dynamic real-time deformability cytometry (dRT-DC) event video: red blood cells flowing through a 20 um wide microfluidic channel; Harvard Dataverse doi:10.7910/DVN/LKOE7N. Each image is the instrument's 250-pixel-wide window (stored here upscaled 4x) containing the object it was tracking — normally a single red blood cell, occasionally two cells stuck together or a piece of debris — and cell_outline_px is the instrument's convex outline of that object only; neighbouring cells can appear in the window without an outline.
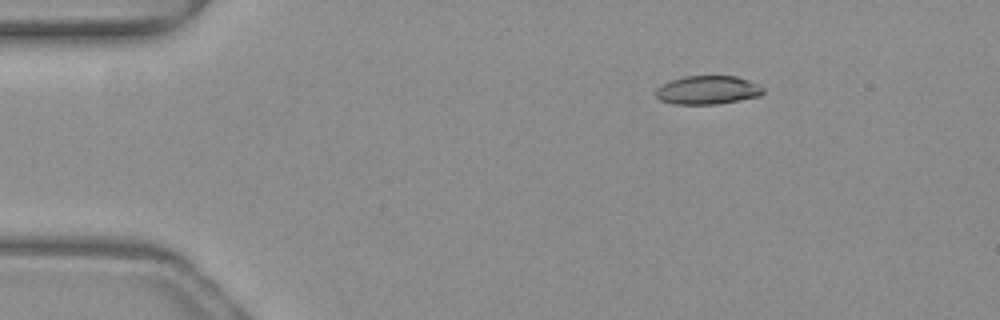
{"species": "common noctule bat (a hibernating species)", "species_latin": "Nyctalus noctula", "temperature_condition": "warm", "stored_images_in_passage": 29, "camera_frame_rate_fps": 3000, "um_per_image_px": 0.085, "animal": {"sex": "female", "body_mass_g": 19.3, "forearm_length_mm": 54.1}, "frame": {"image": 1, "passage_image": 1, "time_ms": 0.0, "image_size_px": [1000, 320], "cell_outline_px": [[764, 92], [760, 96], [740, 100], [716, 104], [672, 104], [660, 100], [656, 96], [656, 88], [660, 84], [684, 76], [736, 76], [748, 80], [764, 88]], "centroid_in_image_um": [60.13, 7.66], "position_along_channel_um": 24.9, "area_um2": 17.92}}
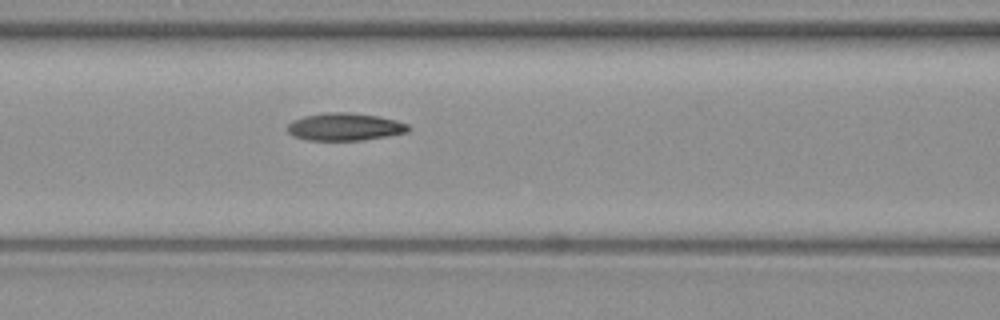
{"frame": {"image": 2, "passage_image": 15, "time_ms": 4.667, "image_size_px": [1000, 320], "cell_outline_px": [[412, 128], [408, 132], [388, 136], [360, 140], [308, 140], [292, 136], [288, 132], [288, 124], [292, 120], [304, 116], [328, 112], [348, 112], [380, 116], [396, 120], [408, 124]], "centroid_in_image_um": [29.33, 10.77], "position_along_channel_um": 137.3, "area_um2": 19.54}}
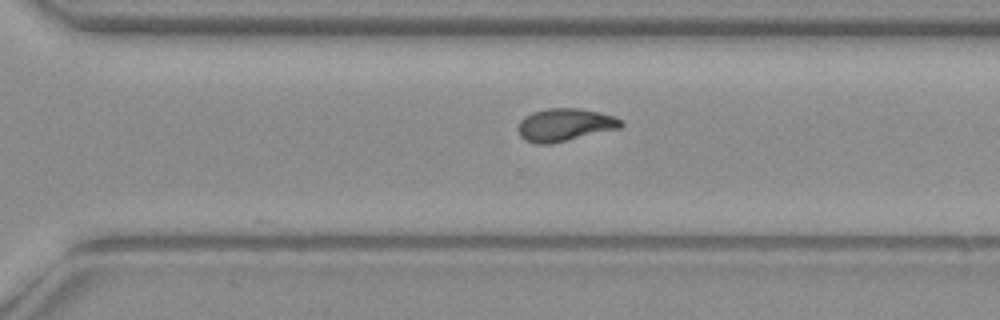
{"frame": {"image": 3, "passage_image": 29, "time_ms": 9.333, "image_size_px": [1000, 320], "cell_outline_px": [[624, 124], [620, 128], [552, 144], [536, 144], [524, 140], [520, 136], [516, 128], [520, 120], [524, 116], [532, 112], [548, 108], [576, 108], [596, 112], [612, 116], [624, 120]], "centroid_in_image_um": [47.97, 10.62], "position_along_channel_um": 322.6, "area_um2": 19.77}}